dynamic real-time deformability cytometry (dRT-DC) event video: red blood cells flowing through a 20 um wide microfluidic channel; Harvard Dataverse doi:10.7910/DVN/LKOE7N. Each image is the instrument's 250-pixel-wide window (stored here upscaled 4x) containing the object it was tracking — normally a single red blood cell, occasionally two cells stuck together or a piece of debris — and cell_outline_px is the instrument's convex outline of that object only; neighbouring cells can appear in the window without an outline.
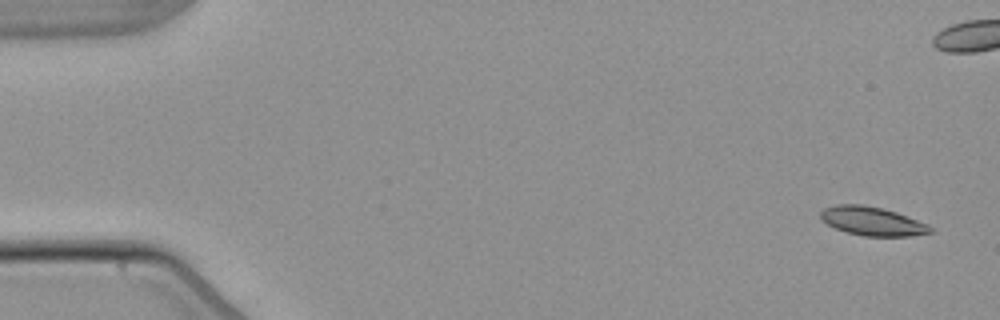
{"species": "common noctule bat (a hibernating species)", "species_latin": "Nyctalus noctula", "temperature_condition": "warm", "stored_images_in_passage": 7, "camera_frame_rate_fps": 3000, "um_per_image_px": 0.085, "animal": {"sex": "male", "body_mass_g": 21.5, "forearm_length_mm": 52.0}, "frame": {"image": 1, "passage_image": 1, "time_ms": 0.0, "image_size_px": [1000, 320], "cell_outline_px": [[936, 232], [912, 236], [864, 236], [848, 232], [836, 228], [820, 220], [820, 212], [824, 208], [836, 204], [864, 204], [896, 212], [928, 224]], "centroid_in_image_um": [74.16, 18.8], "position_along_channel_um": 10.8, "area_um2": 18.44}}